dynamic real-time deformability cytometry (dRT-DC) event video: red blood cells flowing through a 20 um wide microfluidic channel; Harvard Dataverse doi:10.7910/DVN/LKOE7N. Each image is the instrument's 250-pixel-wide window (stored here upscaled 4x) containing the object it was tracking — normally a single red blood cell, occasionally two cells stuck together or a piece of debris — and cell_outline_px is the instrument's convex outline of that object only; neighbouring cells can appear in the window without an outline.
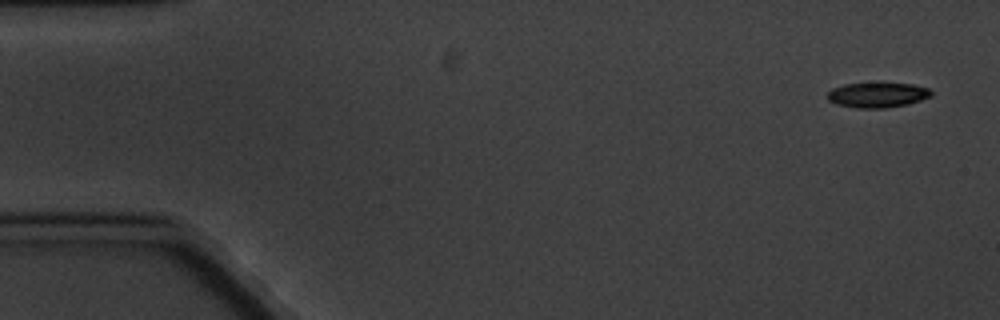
{"species": "common noctule bat (a hibernating species)", "species_latin": "Nyctalus noctula", "temperature_condition": "cold", "stored_images_in_passage": 9, "camera_frame_rate_fps": 3000, "um_per_image_px": 0.085, "animal": {"sex": "male", "body_mass_g": 20.1, "forearm_length_mm": 53.5}, "frame": {"image": 1, "passage_image": 1, "time_ms": 0.0, "image_size_px": [1000, 320], "cell_outline_px": [[932, 96], [908, 104], [884, 108], [856, 108], [836, 104], [828, 100], [828, 92], [832, 88], [844, 84], [880, 80], [912, 84], [928, 88], [932, 92]], "centroid_in_image_um": [74.58, 8.02], "position_along_channel_um": 10.4, "area_um2": 15.9}}
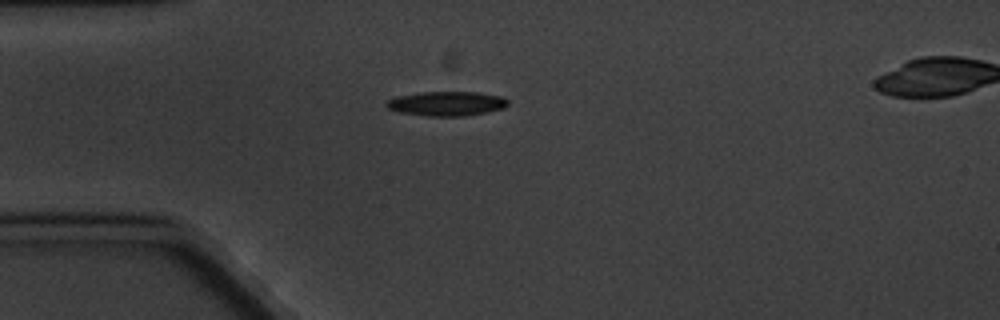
{"frame": {"image": 2, "passage_image": 4, "time_ms": 4.333, "image_size_px": [1000, 320], "cell_outline_px": [[508, 104], [504, 108], [488, 112], [464, 116], [428, 116], [400, 112], [388, 108], [384, 104], [388, 100], [396, 96], [420, 92], [476, 92], [504, 96], [508, 100]], "centroid_in_image_um": [37.99, 8.8], "position_along_channel_um": 47.0, "area_um2": 17.4}}